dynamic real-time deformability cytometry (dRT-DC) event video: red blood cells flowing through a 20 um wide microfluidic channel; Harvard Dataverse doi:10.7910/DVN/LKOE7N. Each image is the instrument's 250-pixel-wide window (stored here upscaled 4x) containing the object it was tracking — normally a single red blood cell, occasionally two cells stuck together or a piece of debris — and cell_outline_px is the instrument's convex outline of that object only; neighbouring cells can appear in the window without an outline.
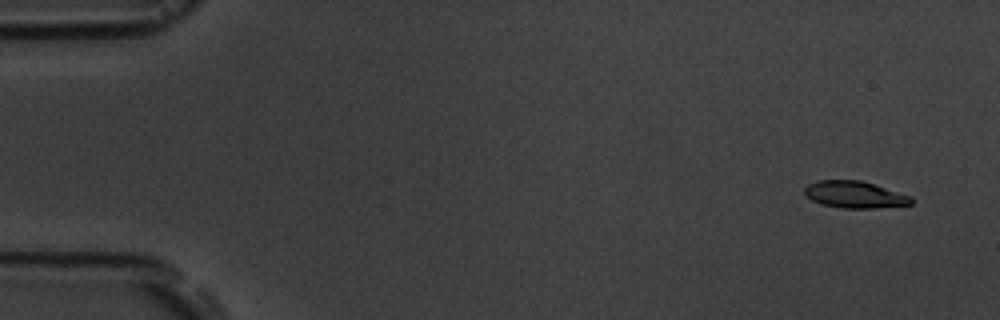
{"species": "common noctule bat (a hibernating species)", "species_latin": "Nyctalus noctula", "temperature_condition": "room temperature", "stored_images_in_passage": 6, "camera_frame_rate_fps": 3000, "um_per_image_px": 0.085, "animal": {"sex": "male", "body_mass_g": 19.5, "forearm_length_mm": 54.6}, "frame": {"image": 1, "passage_image": 2, "time_ms": 1.0, "image_size_px": [1000, 320], "cell_outline_px": [[912, 204], [876, 208], [844, 208], [820, 204], [812, 200], [804, 192], [804, 188], [808, 184], [816, 180], [860, 180], [912, 196]], "centroid_in_image_um": [72.64, 16.54], "position_along_channel_um": 12.4, "area_um2": 16.65}}
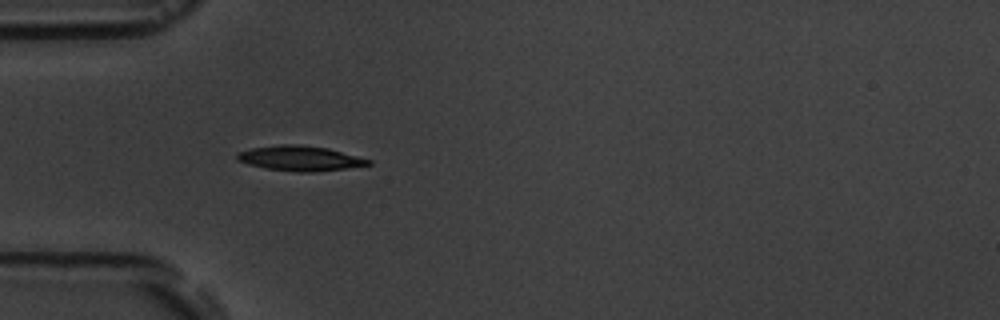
{"frame": {"image": 2, "passage_image": 6, "time_ms": 5.667, "image_size_px": [1000, 320], "cell_outline_px": [[372, 164], [344, 168], [312, 172], [300, 172], [264, 168], [248, 164], [236, 160], [236, 152], [252, 148], [280, 144], [300, 144], [328, 148], [372, 160]], "centroid_in_image_um": [25.46, 13.45], "position_along_channel_um": 59.5, "area_um2": 19.07}}